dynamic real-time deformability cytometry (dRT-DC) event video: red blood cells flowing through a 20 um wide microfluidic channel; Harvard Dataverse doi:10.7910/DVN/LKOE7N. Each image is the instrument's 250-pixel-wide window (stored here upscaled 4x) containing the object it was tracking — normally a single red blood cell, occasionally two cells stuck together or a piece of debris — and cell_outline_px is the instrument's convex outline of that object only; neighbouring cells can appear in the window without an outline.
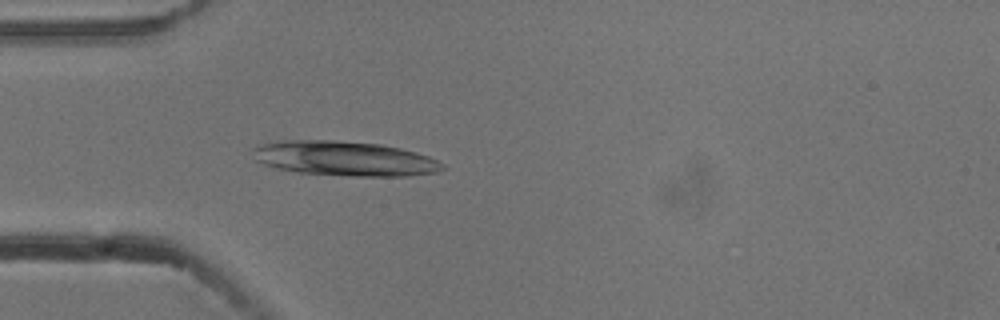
{"species": "common noctule bat (a hibernating species)", "species_latin": "Nyctalus noctula", "temperature_condition": "cold", "stored_images_in_passage": 3, "camera_frame_rate_fps": 3000, "um_per_image_px": 0.085, "animal": {"sex": "male", "body_mass_g": 13.3}, "frame": {"image": 1, "passage_image": 3, "time_ms": 0.667, "image_size_px": [1000, 320], "cell_outline_px": [[448, 168], [436, 172], [408, 176], [348, 176], [296, 172], [276, 168], [264, 164], [256, 160], [252, 148], [260, 144], [280, 140], [332, 140], [380, 144], [400, 148], [416, 152], [428, 156], [444, 164]], "centroid_in_image_um": [29.29, 13.47], "position_along_channel_um": 55.7, "area_um2": 38.49}}